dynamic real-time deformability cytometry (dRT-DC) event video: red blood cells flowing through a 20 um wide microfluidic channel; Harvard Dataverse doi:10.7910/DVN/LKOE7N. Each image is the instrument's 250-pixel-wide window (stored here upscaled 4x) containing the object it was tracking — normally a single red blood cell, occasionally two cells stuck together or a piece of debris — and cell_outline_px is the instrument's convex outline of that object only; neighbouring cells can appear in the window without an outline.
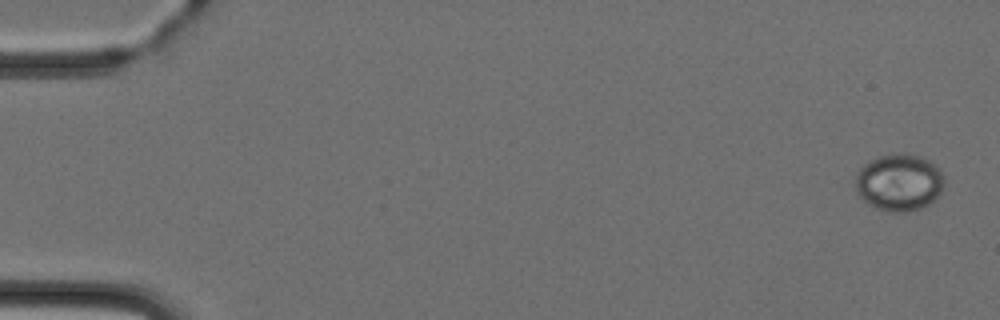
{"species": "Egyptian fruit bat (a non-hibernating species)", "species_latin": "Rousettus aegyptiacus", "temperature_condition": "cold", "stored_images_in_passage": 7, "camera_frame_rate_fps": 3000, "um_per_image_px": 0.085, "animal": {"sex": "female"}, "frame": {"image": 1, "passage_image": 1, "time_ms": 0.0, "image_size_px": [1000, 320], "cell_outline_px": [[944, 188], [928, 204], [920, 208], [908, 212], [892, 212], [872, 208], [856, 192], [856, 172], [868, 160], [876, 156], [916, 156], [928, 160], [936, 164], [940, 168], [944, 176]], "centroid_in_image_um": [76.41, 15.54], "position_along_channel_um": 8.6, "area_um2": 29.3}}
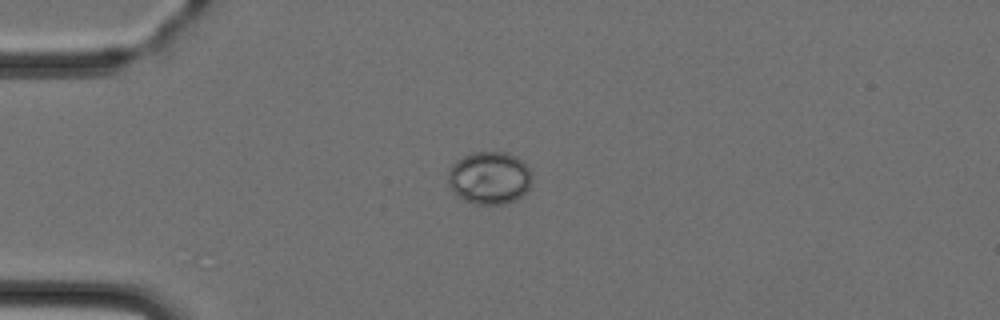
{"frame": {"image": 2, "passage_image": 4, "time_ms": 3.667, "image_size_px": [1000, 320], "cell_outline_px": [[532, 180], [528, 188], [516, 200], [504, 204], [476, 204], [464, 200], [456, 196], [448, 184], [448, 172], [452, 164], [456, 160], [472, 152], [508, 152], [516, 156], [532, 172]], "centroid_in_image_um": [41.58, 15.12], "position_along_channel_um": 43.4, "area_um2": 25.89}}
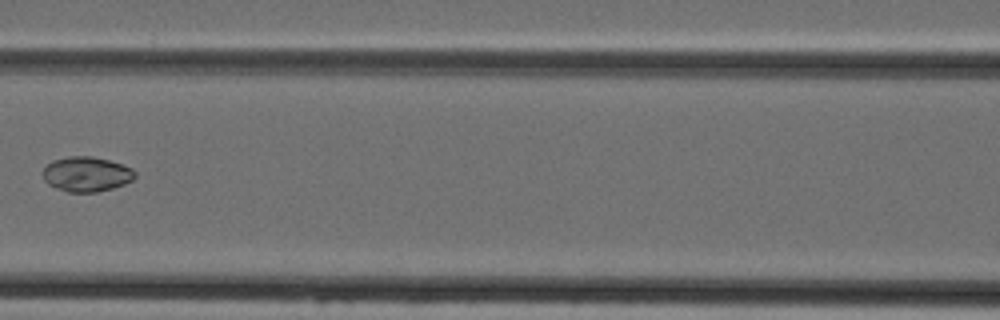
{"frame": {"image": 3, "passage_image": 7, "time_ms": 7.0, "image_size_px": [1000, 320], "cell_outline_px": [[136, 176], [132, 180], [124, 184], [112, 188], [96, 192], [68, 192], [56, 188], [48, 184], [44, 180], [44, 168], [52, 160], [68, 156], [92, 156], [108, 160], [132, 168], [136, 172]], "centroid_in_image_um": [7.35, 14.8], "position_along_channel_um": 159.2, "area_um2": 18.67}}